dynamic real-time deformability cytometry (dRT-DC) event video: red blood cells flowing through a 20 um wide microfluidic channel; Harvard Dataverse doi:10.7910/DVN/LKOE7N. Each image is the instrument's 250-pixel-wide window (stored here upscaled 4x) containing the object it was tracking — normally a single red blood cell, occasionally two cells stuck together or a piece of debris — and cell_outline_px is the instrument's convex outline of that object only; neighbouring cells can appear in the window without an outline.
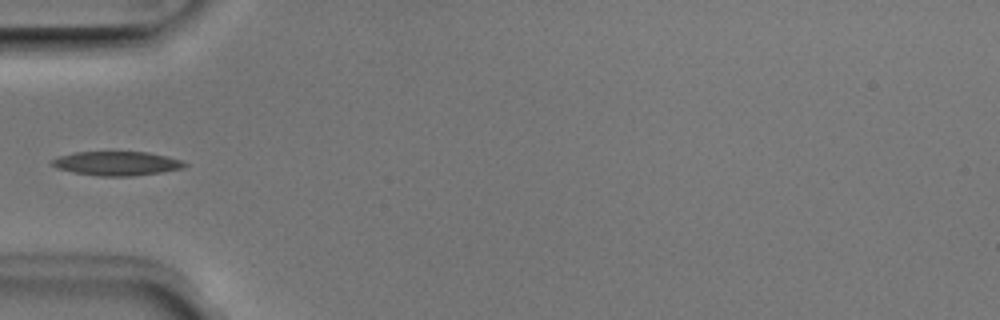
{"species": "Egyptian fruit bat (a non-hibernating species)", "species_latin": "Rousettus aegyptiacus", "temperature_condition": "room temperature", "stored_images_in_passage": 35, "camera_frame_rate_fps": 3000, "um_per_image_px": 0.085, "animal": {"sex": "male"}, "frame": {"image": 1, "passage_image": 1, "time_ms": 0.0, "image_size_px": [1000, 320], "cell_outline_px": [[188, 164], [184, 168], [160, 172], [132, 176], [100, 176], [72, 172], [56, 168], [52, 164], [52, 160], [56, 156], [76, 152], [148, 152], [168, 156], [184, 160]], "centroid_in_image_um": [9.95, 13.88], "position_along_channel_um": 75.1, "area_um2": 18.73}}
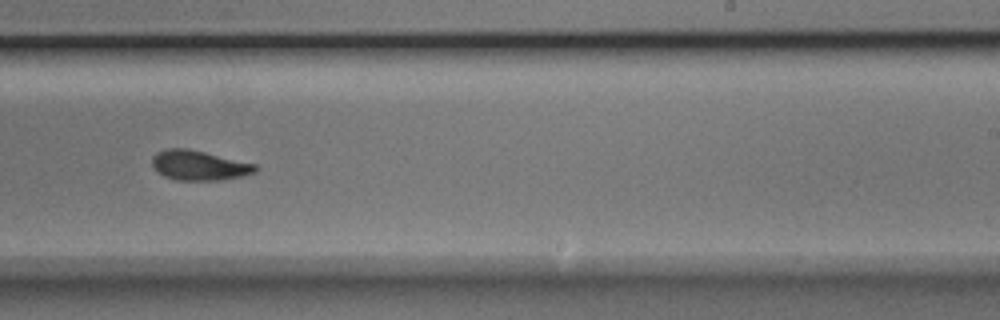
{"frame": {"image": 2, "passage_image": 16, "time_ms": 5.0, "image_size_px": [1000, 320], "cell_outline_px": [[260, 168], [256, 172], [240, 176], [220, 180], [176, 180], [164, 176], [156, 172], [152, 164], [152, 156], [156, 152], [164, 148], [188, 148], [256, 164]], "centroid_in_image_um": [16.89, 14.05], "position_along_channel_um": 272.1, "area_um2": 18.09}}
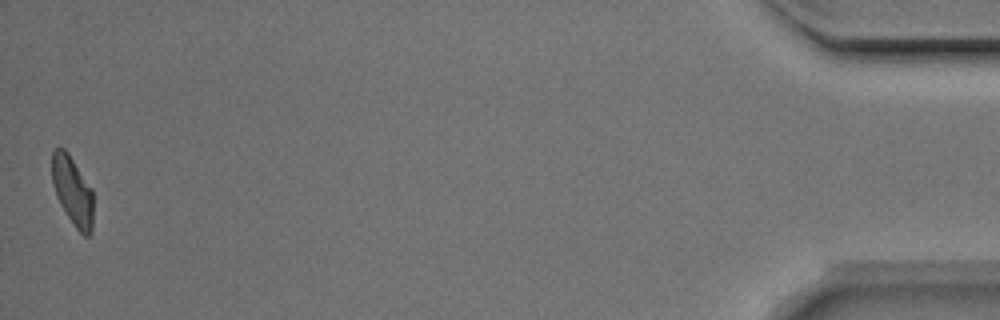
{"frame": {"image": 3, "passage_image": 35, "time_ms": 11.333, "image_size_px": [1000, 320], "cell_outline_px": [[92, 232], [88, 236], [84, 236], [76, 228], [60, 204], [56, 196], [52, 184], [52, 152], [56, 148], [64, 148], [68, 152], [92, 188]], "centroid_in_image_um": [6.16, 16.21], "position_along_channel_um": 429.0, "area_um2": 16.53}}